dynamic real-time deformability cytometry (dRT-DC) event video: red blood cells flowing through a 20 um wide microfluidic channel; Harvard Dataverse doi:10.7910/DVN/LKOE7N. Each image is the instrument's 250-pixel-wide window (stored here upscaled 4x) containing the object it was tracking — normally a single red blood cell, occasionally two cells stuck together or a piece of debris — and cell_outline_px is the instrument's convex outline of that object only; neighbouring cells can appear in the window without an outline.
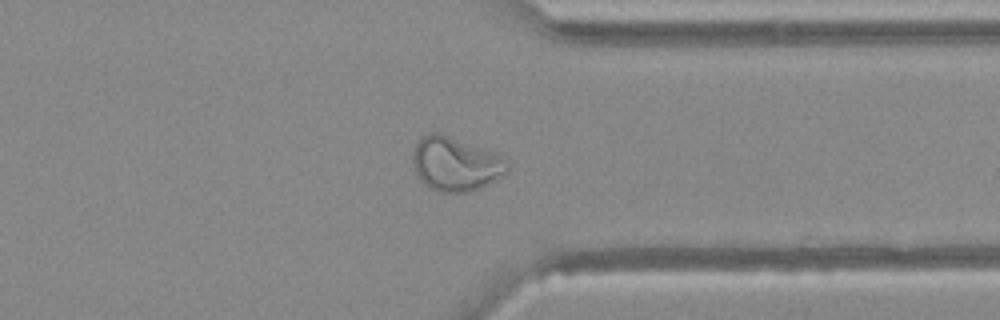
{"species": "Egyptian fruit bat (a non-hibernating species)", "species_latin": "Rousettus aegyptiacus", "temperature_condition": "warm", "stored_images_in_passage": 47, "camera_frame_rate_fps": 3000, "um_per_image_px": 0.085, "animal": {"sex": "female"}, "frame": {"image": 1, "passage_image": 37, "time_ms": 12.0, "image_size_px": [1000, 320], "cell_outline_px": [[508, 172], [472, 192], [440, 192], [428, 188], [416, 176], [412, 164], [412, 152], [416, 144], [428, 132], [440, 132], [492, 152], [508, 160]], "centroid_in_image_um": [38.67, 13.95], "position_along_channel_um": 372.7, "area_um2": 29.82}}
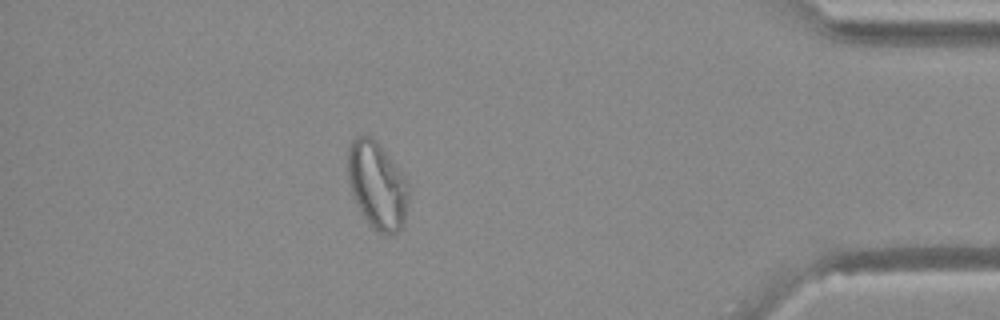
{"frame": {"image": 2, "passage_image": 42, "time_ms": 13.667, "image_size_px": [1000, 320], "cell_outline_px": [[408, 204], [404, 220], [400, 228], [392, 236], [388, 236], [372, 228], [364, 216], [352, 192], [348, 180], [348, 144], [352, 140], [360, 136], [372, 136], [376, 140], [404, 176], [408, 184]], "centroid_in_image_um": [32.06, 15.75], "position_along_channel_um": 403.1, "area_um2": 30.52}}